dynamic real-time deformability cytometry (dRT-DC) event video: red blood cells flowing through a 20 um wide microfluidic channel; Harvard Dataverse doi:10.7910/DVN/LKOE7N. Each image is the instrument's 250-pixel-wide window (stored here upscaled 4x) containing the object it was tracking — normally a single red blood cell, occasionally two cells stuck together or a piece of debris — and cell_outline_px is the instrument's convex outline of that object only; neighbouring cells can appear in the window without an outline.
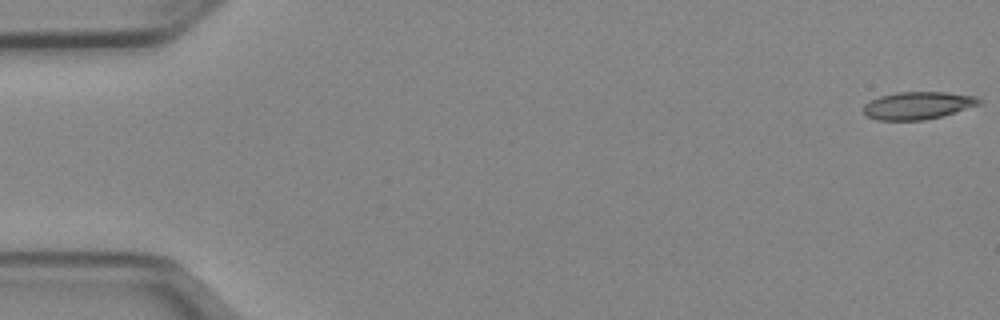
{"species": "Egyptian fruit bat (a non-hibernating species)", "species_latin": "Rousettus aegyptiacus", "temperature_condition": "cold", "stored_images_in_passage": 51, "camera_frame_rate_fps": 3000, "um_per_image_px": 0.085, "animal": {"sex": "female"}, "frame": {"image": 1, "passage_image": 1, "time_ms": 0.0, "image_size_px": [1000, 320], "cell_outline_px": [[984, 100], [980, 104], [944, 116], [924, 120], [876, 120], [868, 116], [864, 112], [864, 104], [880, 96], [896, 92], [944, 92], [976, 96]], "centroid_in_image_um": [78.05, 8.96], "position_along_channel_um": 6.9, "area_um2": 18.61}}
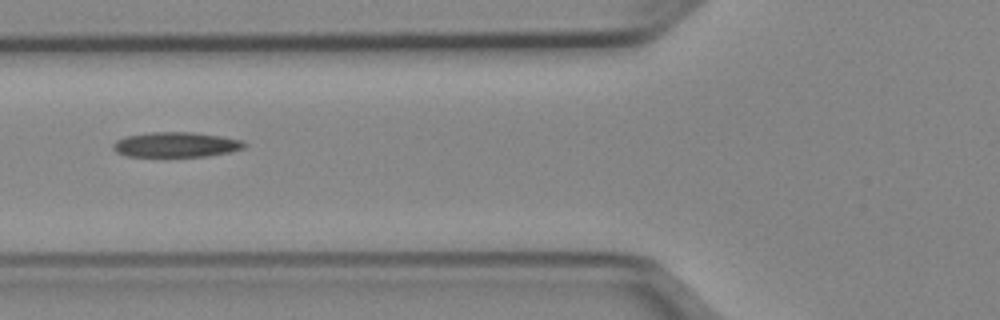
{"frame": {"image": 2, "passage_image": 20, "time_ms": 6.333, "image_size_px": [1000, 320], "cell_outline_px": [[248, 144], [244, 148], [228, 152], [208, 156], [128, 156], [116, 152], [112, 148], [112, 144], [116, 140], [124, 136], [148, 132], [192, 132], [220, 136], [240, 140]], "centroid_in_image_um": [14.92, 12.29], "position_along_channel_um": 110.9, "area_um2": 19.13}}
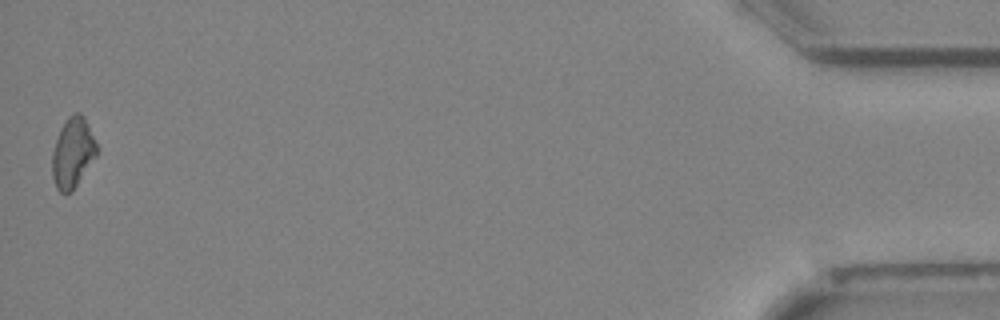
{"frame": {"image": 3, "passage_image": 51, "time_ms": 16.667, "image_size_px": [1000, 320], "cell_outline_px": [[96, 156], [72, 192], [60, 192], [56, 188], [52, 176], [52, 152], [60, 128], [68, 116], [72, 112], [80, 112], [84, 116], [88, 124], [96, 144]], "centroid_in_image_um": [6.16, 12.97], "position_along_channel_um": 429.0, "area_um2": 18.15}}